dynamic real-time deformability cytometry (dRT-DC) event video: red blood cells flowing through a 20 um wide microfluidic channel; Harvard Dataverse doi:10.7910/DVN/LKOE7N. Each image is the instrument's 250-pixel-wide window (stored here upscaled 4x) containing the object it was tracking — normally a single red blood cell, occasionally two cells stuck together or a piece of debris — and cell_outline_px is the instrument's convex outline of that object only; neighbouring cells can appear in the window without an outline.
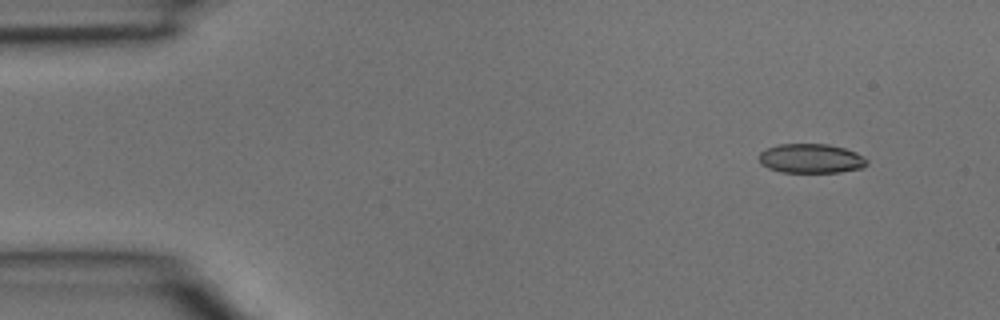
{"species": "common noctule bat (a hibernating species)", "species_latin": "Nyctalus noctula", "temperature_condition": "room temperature", "stored_images_in_passage": 3, "camera_frame_rate_fps": 3000, "um_per_image_px": 0.085, "animal": {"sex": "male", "body_mass_g": 15.6}, "frame": {"image": 1, "passage_image": 1, "time_ms": 0.0, "image_size_px": [1000, 320], "cell_outline_px": [[868, 164], [864, 168], [840, 172], [780, 172], [768, 168], [760, 164], [756, 156], [760, 152], [768, 148], [780, 144], [828, 144], [844, 148], [856, 152], [868, 160]], "centroid_in_image_um": [68.92, 13.48], "position_along_channel_um": 16.1, "area_um2": 18.67}}
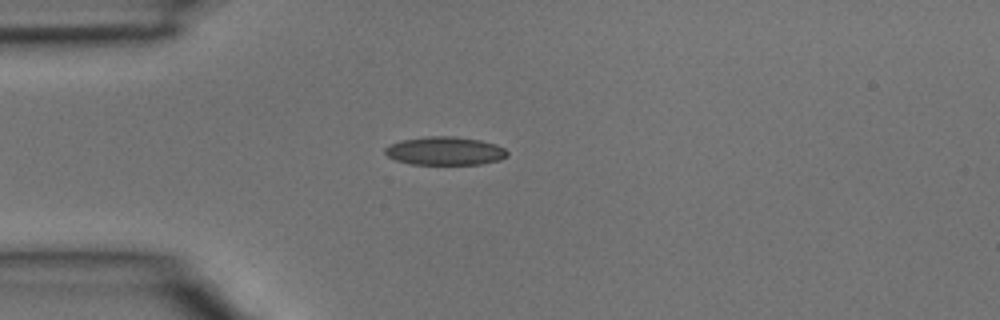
{"frame": {"image": 2, "passage_image": 3, "time_ms": 0.667, "image_size_px": [1000, 320], "cell_outline_px": [[508, 156], [500, 160], [480, 164], [412, 164], [396, 160], [388, 156], [384, 152], [384, 148], [388, 144], [400, 140], [428, 136], [452, 136], [480, 140], [496, 144], [504, 148], [508, 152]], "centroid_in_image_um": [37.81, 12.82], "position_along_channel_um": 47.2, "area_um2": 20.29}}